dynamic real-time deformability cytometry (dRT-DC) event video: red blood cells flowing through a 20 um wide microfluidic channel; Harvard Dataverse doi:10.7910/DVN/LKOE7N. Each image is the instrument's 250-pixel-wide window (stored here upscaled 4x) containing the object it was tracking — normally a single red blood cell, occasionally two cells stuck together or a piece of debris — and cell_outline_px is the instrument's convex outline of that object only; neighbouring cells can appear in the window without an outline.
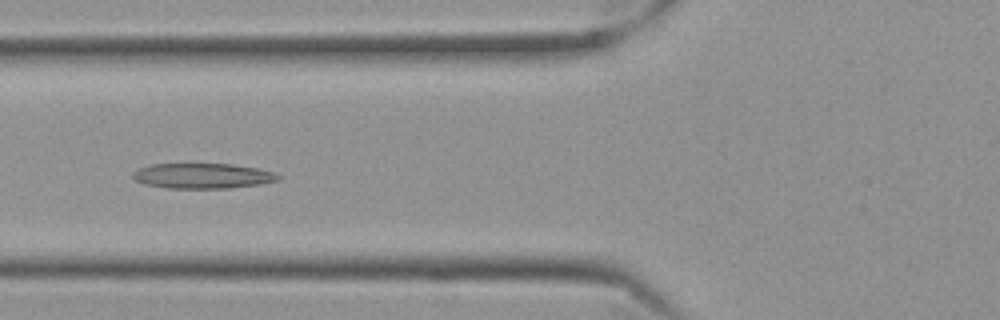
{"species": "Egyptian fruit bat (a non-hibernating species)", "species_latin": "Rousettus aegyptiacus", "temperature_condition": "cold", "stored_images_in_passage": 40, "camera_frame_rate_fps": 3000, "um_per_image_px": 0.085, "frame": {"image": 1, "passage_image": 5, "time_ms": 1.333, "image_size_px": [1000, 320], "cell_outline_px": [[280, 176], [276, 180], [260, 184], [228, 188], [168, 188], [144, 184], [136, 180], [132, 176], [132, 172], [136, 168], [148, 164], [232, 164], [256, 168], [276, 172]], "centroid_in_image_um": [17.17, 14.94], "position_along_channel_um": 108.6, "area_um2": 21.39}}
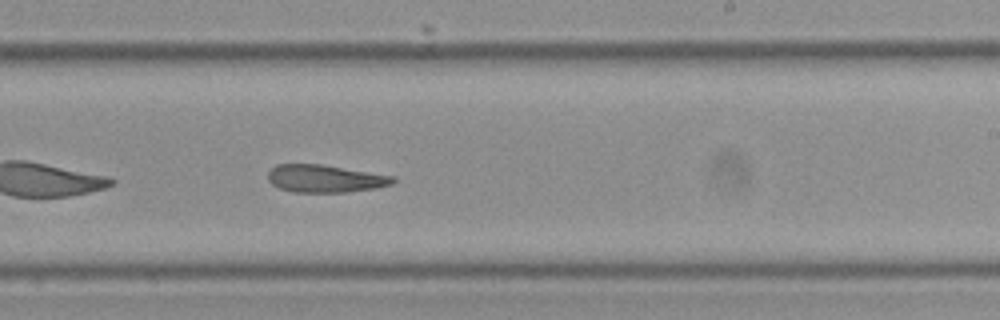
{"frame": {"image": 2, "passage_image": 18, "time_ms": 5.667, "image_size_px": [1000, 320], "cell_outline_px": [[396, 180], [392, 184], [376, 188], [344, 192], [292, 192], [280, 188], [272, 184], [268, 180], [268, 172], [276, 164], [320, 164], [396, 176]], "centroid_in_image_um": [27.64, 15.18], "position_along_channel_um": 261.4, "area_um2": 20.11}}
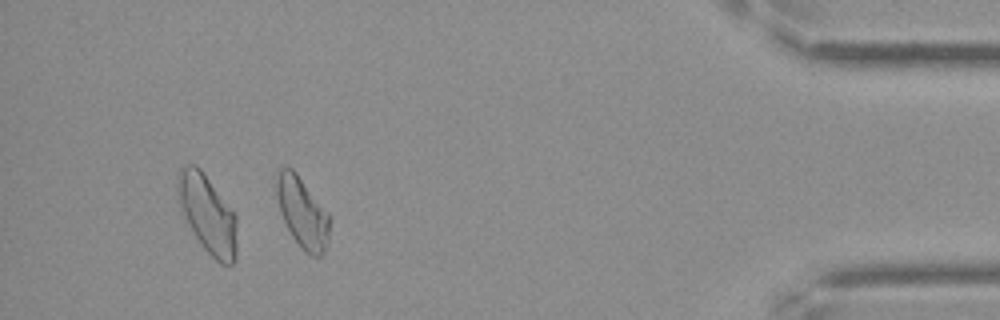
{"frame": {"image": 3, "passage_image": 35, "time_ms": 11.333, "image_size_px": [1000, 320], "cell_outline_px": [[328, 240], [324, 252], [320, 256], [312, 256], [304, 252], [300, 248], [292, 236], [280, 212], [276, 196], [276, 172], [280, 168], [292, 168], [296, 172], [328, 212]], "centroid_in_image_um": [25.67, 18.06], "position_along_channel_um": 409.5, "area_um2": 21.68}, "authors_computed_cell_mechanics": {"area_um2": 20.8658, "velocity_mm_per_s": 3.5219, "shape_relaxation_time_tau1_ms": null, "shape_relaxation_time_tau2_ms": 9.3109, "deformation_change_tau1": null, "deformation_change_tau2": 0.209}}